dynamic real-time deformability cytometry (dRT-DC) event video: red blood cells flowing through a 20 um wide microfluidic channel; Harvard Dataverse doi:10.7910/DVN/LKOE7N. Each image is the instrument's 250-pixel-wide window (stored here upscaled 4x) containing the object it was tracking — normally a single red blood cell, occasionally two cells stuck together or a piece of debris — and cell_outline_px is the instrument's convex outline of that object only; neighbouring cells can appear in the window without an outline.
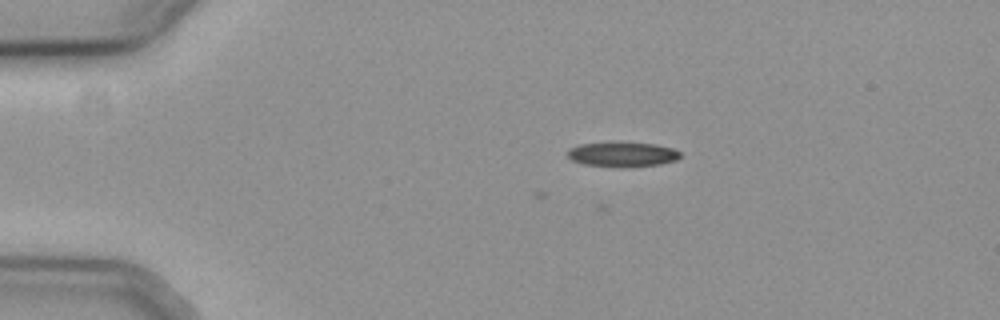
{"species": "common noctule bat (a hibernating species)", "species_latin": "Nyctalus noctula", "temperature_condition": "cold", "stored_images_in_passage": 8, "camera_frame_rate_fps": 3000, "um_per_image_px": 0.085, "animal": {"sex": "female", "body_mass_g": 19.3, "forearm_length_mm": 54.1}, "frame": {"image": 1, "passage_image": 1, "time_ms": 0.0, "image_size_px": [1000, 320], "cell_outline_px": [[680, 156], [676, 160], [660, 164], [584, 164], [572, 160], [568, 156], [568, 148], [580, 144], [616, 140], [656, 144], [672, 148], [680, 152]], "centroid_in_image_um": [52.88, 13.02], "position_along_channel_um": 32.1, "area_um2": 15.78}}
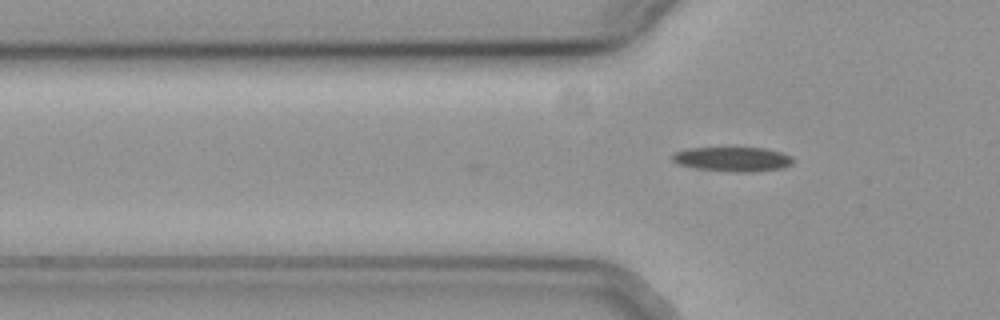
{"frame": {"image": 2, "passage_image": 8, "time_ms": 2.333, "image_size_px": [1000, 320], "cell_outline_px": [[796, 160], [792, 164], [784, 168], [748, 172], [736, 172], [696, 168], [676, 164], [668, 156], [672, 152], [684, 148], [764, 148], [780, 152], [792, 156]], "centroid_in_image_um": [62.23, 13.52], "position_along_channel_um": 63.6, "area_um2": 17.51}}